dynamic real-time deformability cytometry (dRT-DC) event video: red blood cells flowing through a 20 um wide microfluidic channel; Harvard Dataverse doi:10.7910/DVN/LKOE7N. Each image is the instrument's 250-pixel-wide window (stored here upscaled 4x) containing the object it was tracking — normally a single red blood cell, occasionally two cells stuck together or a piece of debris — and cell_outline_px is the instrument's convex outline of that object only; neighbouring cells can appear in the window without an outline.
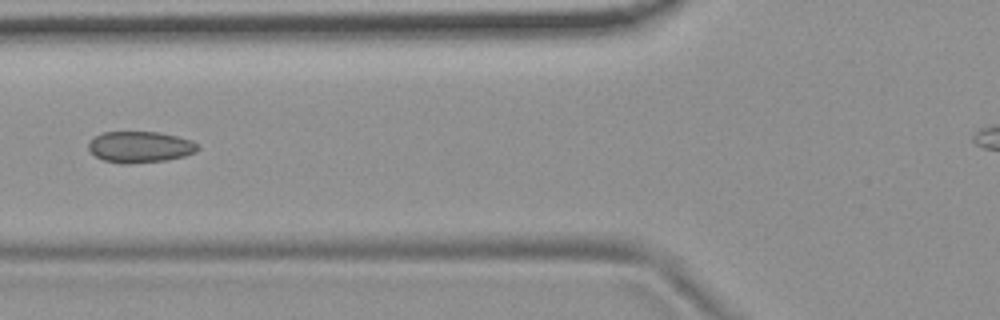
{"species": "common noctule bat (a hibernating species)", "species_latin": "Nyctalus noctula", "temperature_condition": "room temperature", "stored_images_in_passage": 7, "camera_frame_rate_fps": 3000, "um_per_image_px": 0.085, "animal": {"sex": "female", "body_mass_g": 19.9}, "frame": {"image": 1, "passage_image": 5, "time_ms": 4.667, "image_size_px": [1000, 320], "cell_outline_px": [[200, 148], [196, 152], [184, 156], [164, 160], [128, 164], [124, 164], [104, 160], [96, 156], [88, 148], [88, 144], [96, 136], [104, 132], [160, 132], [192, 140], [200, 144]], "centroid_in_image_um": [11.95, 12.49], "position_along_channel_um": 113.8, "area_um2": 19.83}}
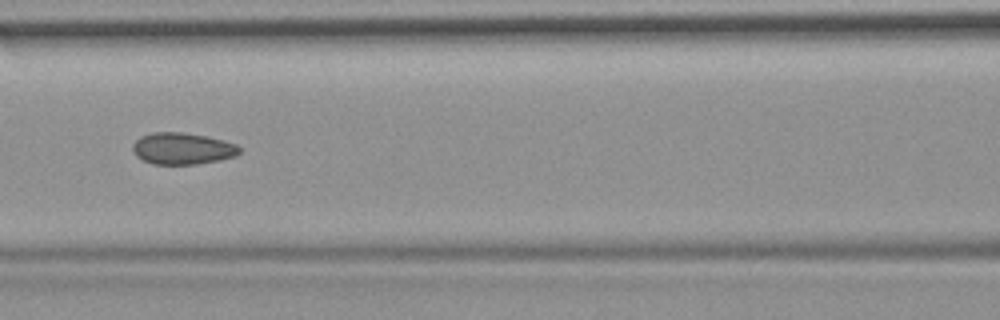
{"frame": {"image": 2, "passage_image": 6, "time_ms": 5.667, "image_size_px": [1000, 320], "cell_outline_px": [[240, 152], [236, 156], [220, 160], [196, 164], [152, 164], [136, 156], [132, 148], [132, 144], [140, 136], [152, 132], [180, 132], [204, 136], [224, 140], [236, 144], [240, 148]], "centroid_in_image_um": [15.5, 12.63], "position_along_channel_um": 151.1, "area_um2": 19.71}}